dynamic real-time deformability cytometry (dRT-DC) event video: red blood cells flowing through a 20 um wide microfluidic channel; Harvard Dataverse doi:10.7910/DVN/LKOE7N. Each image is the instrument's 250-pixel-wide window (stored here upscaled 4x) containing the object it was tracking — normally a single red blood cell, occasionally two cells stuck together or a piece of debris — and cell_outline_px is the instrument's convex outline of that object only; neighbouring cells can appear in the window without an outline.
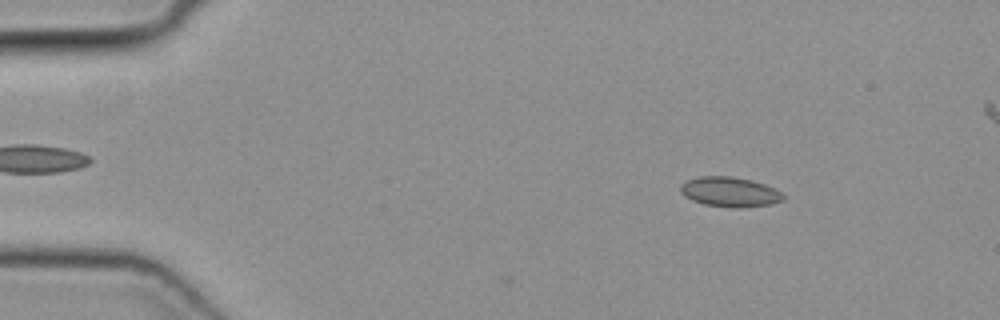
{"species": "common noctule bat (a hibernating species)", "species_latin": "Nyctalus noctula", "temperature_condition": "cold", "stored_images_in_passage": 11, "camera_frame_rate_fps": 3000, "um_per_image_px": 0.085, "animal": {"sex": "female", "body_mass_g": 19.3, "forearm_length_mm": 54.1}, "frame": {"image": 1, "passage_image": 7, "time_ms": 2.0, "image_size_px": [1000, 320], "cell_outline_px": [[784, 200], [772, 204], [736, 208], [732, 208], [704, 204], [692, 200], [684, 196], [680, 192], [680, 184], [688, 180], [700, 176], [732, 176], [752, 180], [764, 184], [780, 192], [784, 196]], "centroid_in_image_um": [62.01, 16.31], "position_along_channel_um": 23.0, "area_um2": 17.86}}